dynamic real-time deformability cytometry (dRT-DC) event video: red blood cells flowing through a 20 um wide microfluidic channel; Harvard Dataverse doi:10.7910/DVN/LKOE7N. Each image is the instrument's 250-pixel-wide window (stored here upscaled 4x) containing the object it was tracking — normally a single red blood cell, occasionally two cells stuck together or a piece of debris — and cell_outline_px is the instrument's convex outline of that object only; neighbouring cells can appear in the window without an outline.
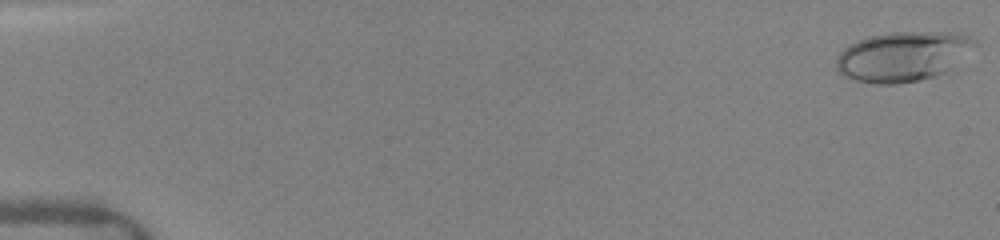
{"species": "human", "species_latin": "Homo sapiens", "temperature_condition": "warm", "stored_images_in_passage": 24, "camera_frame_rate_fps": 3000, "um_per_image_px": 0.085, "donor": {"sex": "female"}, "frame": {"image": 1, "passage_image": 1, "time_ms": 0.0, "image_size_px": [1000, 240], "cell_outline_px": [[980, 44], [944, 72], [936, 76], [896, 84], [876, 84], [856, 80], [844, 76], [836, 72], [836, 56], [844, 48], [856, 40], [888, 32], [952, 32], [968, 36], [976, 40]], "centroid_in_image_um": [76.72, 4.78], "position_along_channel_um": 8.3, "area_um2": 40.23}}